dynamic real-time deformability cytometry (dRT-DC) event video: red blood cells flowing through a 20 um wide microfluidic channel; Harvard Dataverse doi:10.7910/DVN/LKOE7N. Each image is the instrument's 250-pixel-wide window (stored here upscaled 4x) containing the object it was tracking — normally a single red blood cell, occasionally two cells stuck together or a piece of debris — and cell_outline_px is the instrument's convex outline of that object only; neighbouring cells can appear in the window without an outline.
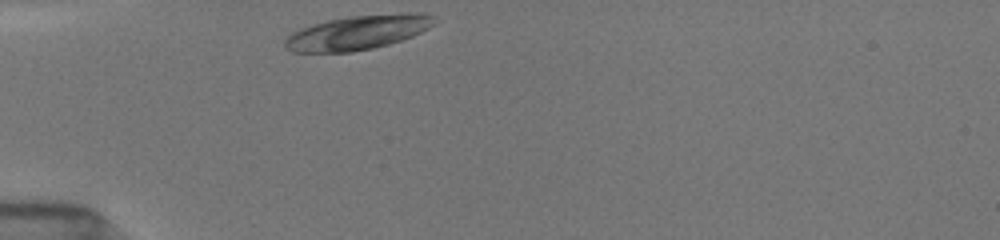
{"species": "common noctule bat (a hibernating species)", "species_latin": "Nyctalus noctula", "temperature_condition": "room temperature", "stored_images_in_passage": 9, "camera_frame_rate_fps": 3000, "um_per_image_px": 0.085, "animal": {"sex": "female", "body_mass_g": 19.5, "forearm_length_mm": 54.1}, "frame": {"image": 1, "passage_image": 1, "time_ms": 0.0, "image_size_px": [1000, 240], "cell_outline_px": [[436, 16], [432, 24], [428, 28], [412, 36], [388, 44], [372, 48], [352, 52], [292, 52], [284, 48], [284, 40], [292, 32], [300, 28], [312, 24], [328, 20], [348, 16], [404, 12], [408, 12]], "centroid_in_image_um": [30.35, 2.76], "position_along_channel_um": 54.6, "area_um2": 29.88}}